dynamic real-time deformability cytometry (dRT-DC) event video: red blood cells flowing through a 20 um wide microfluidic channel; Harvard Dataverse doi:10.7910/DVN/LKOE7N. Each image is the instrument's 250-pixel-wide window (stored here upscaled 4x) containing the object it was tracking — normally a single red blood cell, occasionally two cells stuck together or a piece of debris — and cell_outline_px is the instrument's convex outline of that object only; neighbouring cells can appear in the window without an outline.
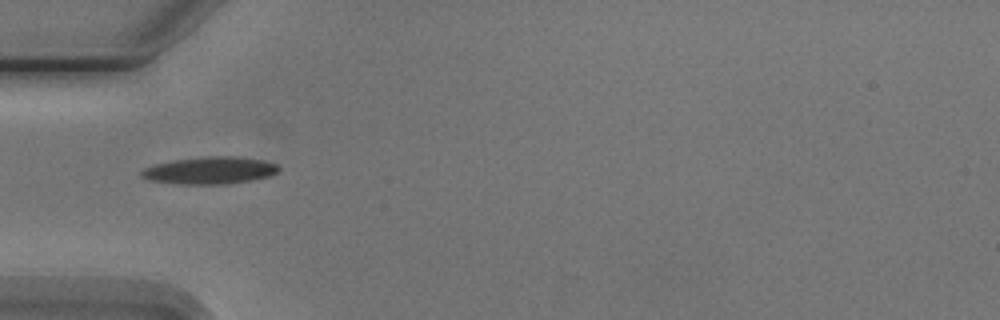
{"species": "Egyptian fruit bat (a non-hibernating species)", "species_latin": "Rousettus aegyptiacus", "temperature_condition": "cold", "stored_images_in_passage": 5, "camera_frame_rate_fps": 3000, "um_per_image_px": 0.085, "animal": {"sex": "male"}, "frame": {"image": 1, "passage_image": 3, "time_ms": 2.333, "image_size_px": [1000, 320], "cell_outline_px": [[280, 168], [276, 172], [268, 176], [252, 180], [228, 184], [176, 184], [148, 180], [140, 176], [140, 172], [144, 168], [156, 164], [176, 160], [208, 156], [232, 156], [264, 160], [276, 164]], "centroid_in_image_um": [17.82, 14.49], "position_along_channel_um": 67.2, "area_um2": 21.68}}
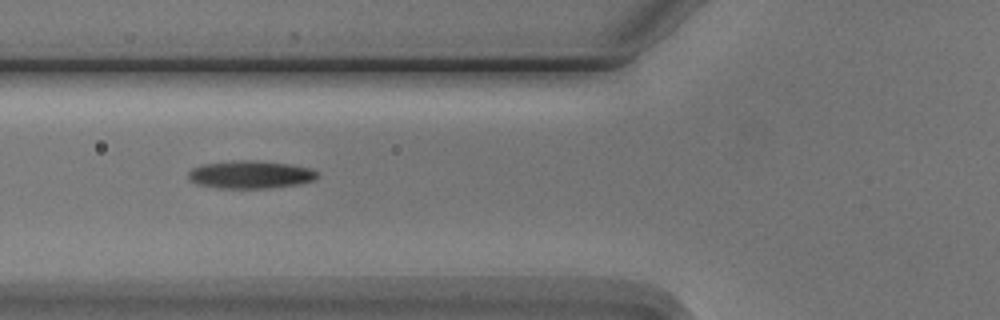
{"frame": {"image": 2, "passage_image": 4, "time_ms": 3.333, "image_size_px": [1000, 320], "cell_outline_px": [[320, 172], [312, 180], [300, 184], [272, 188], [216, 188], [196, 184], [188, 180], [188, 172], [192, 168], [204, 164], [288, 164], [308, 168]], "centroid_in_image_um": [21.27, 14.93], "position_along_channel_um": 104.5, "area_um2": 19.48}}
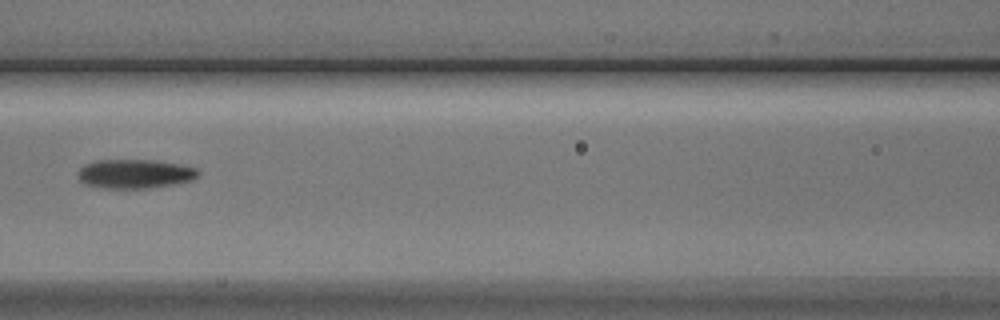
{"frame": {"image": 3, "passage_image": 5, "time_ms": 4.667, "image_size_px": [1000, 320], "cell_outline_px": [[200, 172], [192, 180], [172, 184], [148, 188], [104, 188], [84, 184], [80, 180], [80, 168], [84, 164], [96, 160], [152, 160], [176, 164], [196, 168]], "centroid_in_image_um": [11.44, 14.77], "position_along_channel_um": 155.2, "area_um2": 20.06}}